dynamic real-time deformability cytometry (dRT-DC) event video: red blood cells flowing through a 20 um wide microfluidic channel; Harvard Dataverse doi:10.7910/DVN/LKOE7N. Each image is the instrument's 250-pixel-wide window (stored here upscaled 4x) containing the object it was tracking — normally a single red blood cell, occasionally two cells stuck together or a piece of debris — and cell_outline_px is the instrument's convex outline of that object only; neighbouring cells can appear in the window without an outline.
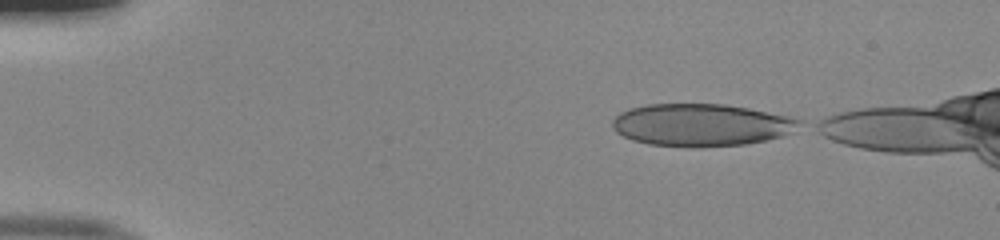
{"species": "human", "species_latin": "Homo sapiens", "temperature_condition": "room temperature", "stored_images_in_passage": 41, "camera_frame_rate_fps": 3000, "um_per_image_px": 0.085, "donor": {"sex": "male"}, "frame": {"image": 1, "passage_image": 1, "time_ms": 0.0, "image_size_px": [1000, 240], "cell_outline_px": [[800, 120], [788, 132], [780, 136], [764, 140], [744, 144], [700, 148], [648, 144], [632, 140], [616, 132], [612, 128], [612, 120], [620, 112], [632, 108], [648, 104], [724, 104], [748, 108], [784, 116]], "centroid_in_image_um": [59.47, 10.63], "position_along_channel_um": 25.5, "area_um2": 45.55}}
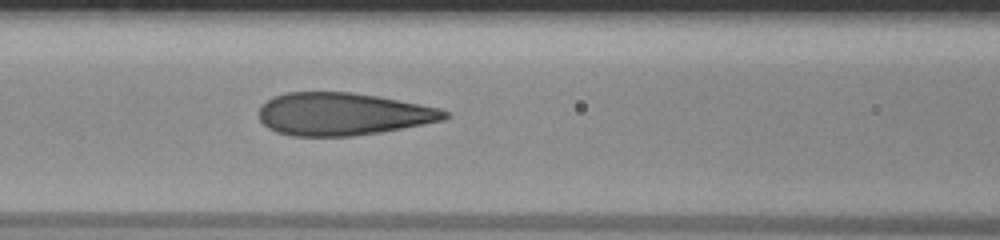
{"frame": {"image": 2, "passage_image": 16, "time_ms": 5.0, "image_size_px": [1000, 240], "cell_outline_px": [[452, 116], [444, 120], [424, 124], [380, 132], [352, 136], [292, 136], [276, 132], [268, 128], [260, 120], [260, 108], [272, 96], [288, 92], [352, 92], [376, 96], [420, 104], [440, 108], [452, 112]], "centroid_in_image_um": [29.17, 9.69], "position_along_channel_um": 137.4, "area_um2": 46.18}}
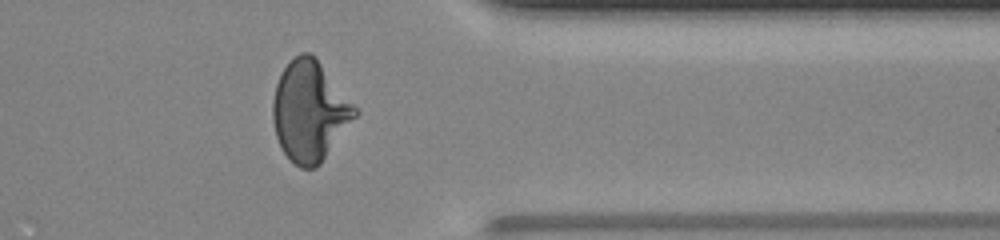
{"frame": {"image": 3, "passage_image": 35, "time_ms": 11.333, "image_size_px": [1000, 240], "cell_outline_px": [[360, 112], [320, 164], [316, 168], [300, 168], [284, 152], [276, 136], [272, 120], [272, 100], [276, 84], [284, 68], [300, 52], [308, 52], [316, 56]], "centroid_in_image_um": [26.33, 9.44], "position_along_channel_um": 385.1, "area_um2": 47.8}}